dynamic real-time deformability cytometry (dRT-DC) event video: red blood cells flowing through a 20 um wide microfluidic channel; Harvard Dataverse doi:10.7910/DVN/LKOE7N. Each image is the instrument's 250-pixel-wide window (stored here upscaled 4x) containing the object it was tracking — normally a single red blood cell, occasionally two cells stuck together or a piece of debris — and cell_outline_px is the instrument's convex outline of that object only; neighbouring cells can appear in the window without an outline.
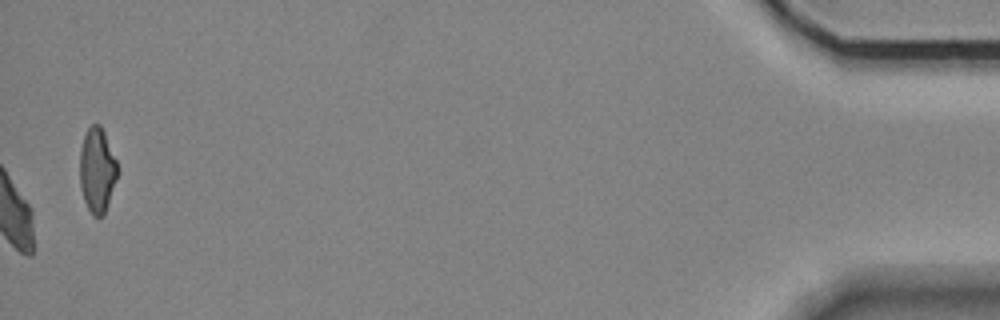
{"species": "Egyptian fruit bat (a non-hibernating species)", "species_latin": "Rousettus aegyptiacus", "temperature_condition": "room temperature", "stored_images_in_passage": 41, "camera_frame_rate_fps": 3000, "um_per_image_px": 0.085, "animal": {"sex": "female"}, "frame": {"image": 1, "passage_image": 41, "time_ms": 13.333, "image_size_px": [1000, 320], "cell_outline_px": [[116, 176], [104, 216], [92, 216], [84, 200], [80, 188], [80, 152], [84, 136], [88, 128], [92, 124], [100, 124], [104, 132], [116, 160]], "centroid_in_image_um": [8.23, 14.47], "position_along_channel_um": 427.0, "area_um2": 18.21}, "authors_computed_cell_mechanics": {"area_um2": 21.6172, "velocity_mm_per_s": 3.6701, "shape_relaxation_time_tau1_ms": 5.9881, "shape_relaxation_time_tau2_ms": 1.3584, "deformation_change_tau1": 0.1605, "deformation_change_tau2": 0.0719}}